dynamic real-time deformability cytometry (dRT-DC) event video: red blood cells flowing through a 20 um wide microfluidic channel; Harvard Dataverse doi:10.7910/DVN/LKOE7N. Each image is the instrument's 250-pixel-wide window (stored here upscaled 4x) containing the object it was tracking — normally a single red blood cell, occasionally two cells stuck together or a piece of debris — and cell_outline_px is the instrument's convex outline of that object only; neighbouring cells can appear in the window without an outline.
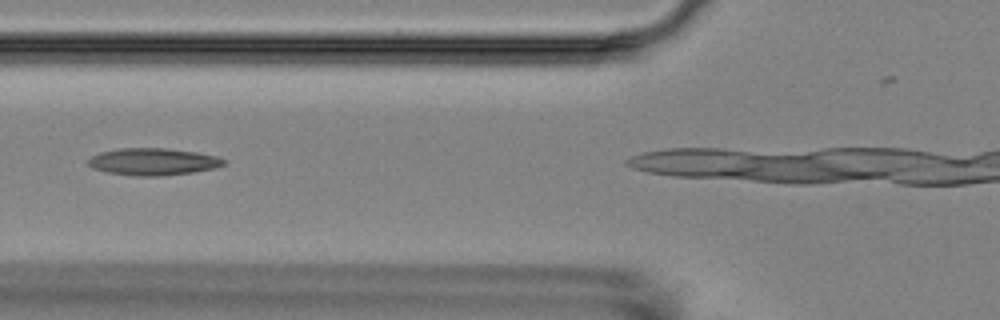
{"species": "Egyptian fruit bat (a non-hibernating species)", "species_latin": "Rousettus aegyptiacus", "temperature_condition": "room temperature", "stored_images_in_passage": 5, "camera_frame_rate_fps": 3000, "um_per_image_px": 0.085, "animal": {"sex": "female"}, "frame": {"image": 1, "passage_image": 3, "time_ms": 2.333, "image_size_px": [1000, 320], "cell_outline_px": [[228, 160], [224, 164], [216, 168], [192, 172], [156, 176], [136, 176], [108, 172], [92, 168], [88, 164], [88, 160], [92, 156], [100, 152], [120, 148], [164, 148], [196, 152], [216, 156]], "centroid_in_image_um": [13.02, 13.74], "position_along_channel_um": 112.8, "area_um2": 21.27}}